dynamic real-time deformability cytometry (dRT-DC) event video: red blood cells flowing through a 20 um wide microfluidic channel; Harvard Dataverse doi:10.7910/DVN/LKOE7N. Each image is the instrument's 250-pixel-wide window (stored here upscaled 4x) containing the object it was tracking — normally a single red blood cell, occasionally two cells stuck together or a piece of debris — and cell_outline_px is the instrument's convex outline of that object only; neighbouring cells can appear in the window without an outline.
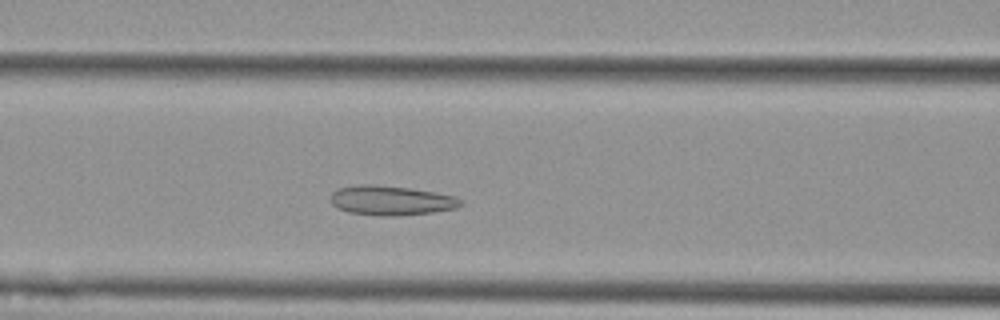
{"species": "Egyptian fruit bat (a non-hibernating species)", "species_latin": "Rousettus aegyptiacus", "temperature_condition": "cold", "stored_images_in_passage": 41, "camera_frame_rate_fps": 3000, "um_per_image_px": 0.085, "animal": {"sex": "female"}, "frame": {"image": 1, "passage_image": 13, "time_ms": 4.0, "image_size_px": [1000, 320], "cell_outline_px": [[464, 204], [456, 208], [432, 212], [392, 216], [380, 216], [348, 212], [336, 208], [328, 200], [332, 192], [336, 188], [360, 184], [372, 184], [412, 188], [456, 196], [464, 200]], "centroid_in_image_um": [33.22, 17.03], "position_along_channel_um": 133.4, "area_um2": 22.77}}
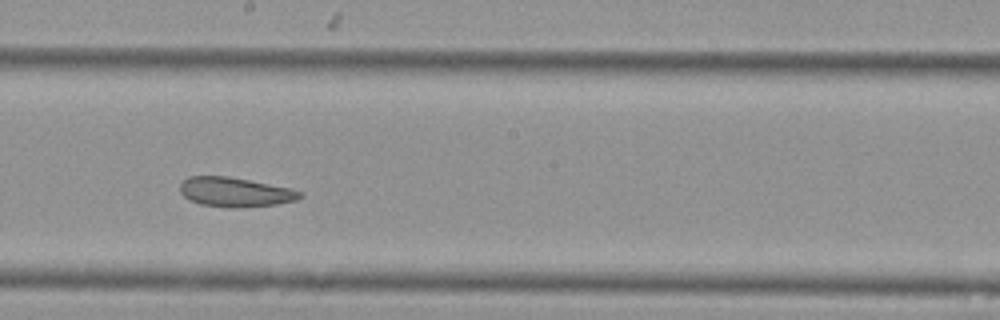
{"frame": {"image": 2, "passage_image": 21, "time_ms": 6.667, "image_size_px": [1000, 320], "cell_outline_px": [[304, 196], [296, 200], [276, 204], [236, 208], [200, 204], [184, 196], [180, 192], [180, 184], [188, 176], [228, 176], [292, 188], [304, 192]], "centroid_in_image_um": [20.03, 16.32], "position_along_channel_um": 228.2, "area_um2": 20.58}}
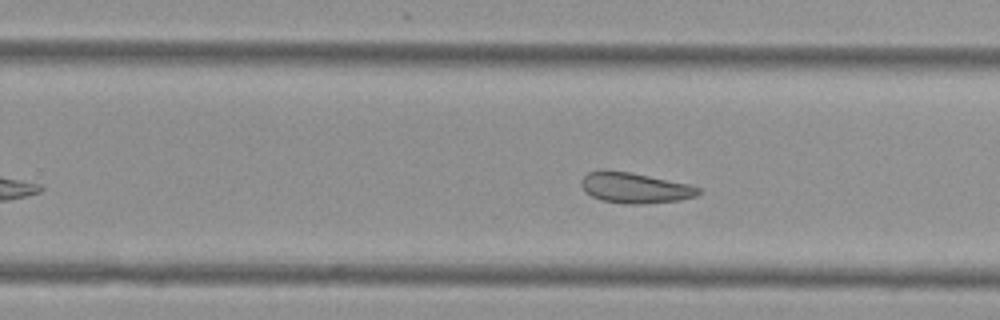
{"frame": {"image": 3, "passage_image": 25, "time_ms": 8.0, "image_size_px": [1000, 320], "cell_outline_px": [[700, 192], [696, 196], [680, 200], [644, 204], [624, 204], [600, 200], [592, 196], [580, 184], [580, 180], [588, 172], [600, 168], [604, 168], [632, 172], [688, 184], [700, 188]], "centroid_in_image_um": [53.92, 15.95], "position_along_channel_um": 275.9, "area_um2": 21.15}, "authors_computed_cell_mechanics": {"area_um2": 21.4438, "velocity_mm_per_s": 3.5792, "shape_relaxation_time_tau1_ms": null, "shape_relaxation_time_tau2_ms": 3.9367, "deformation_change_tau1": null, "deformation_change_tau2": 0.1059}}